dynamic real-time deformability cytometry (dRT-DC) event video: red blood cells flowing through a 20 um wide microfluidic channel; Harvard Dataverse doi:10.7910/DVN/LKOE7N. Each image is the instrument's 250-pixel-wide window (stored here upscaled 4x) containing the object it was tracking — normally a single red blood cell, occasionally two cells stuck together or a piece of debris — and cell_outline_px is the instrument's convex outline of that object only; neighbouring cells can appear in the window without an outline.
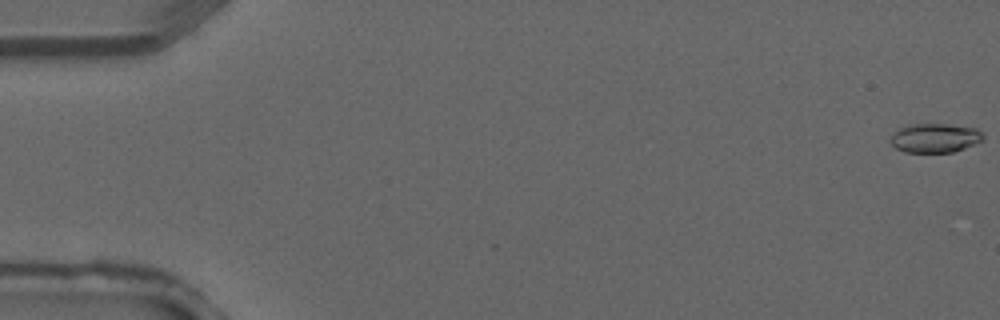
{"species": "common noctule bat (a hibernating species)", "species_latin": "Nyctalus noctula", "temperature_condition": "warm", "stored_images_in_passage": 4, "camera_frame_rate_fps": 3000, "um_per_image_px": 0.085, "animal": {"sex": "male", "forearm_length_mm": 52.5}, "frame": {"image": 1, "passage_image": 1, "time_ms": 0.0, "image_size_px": [1000, 320], "cell_outline_px": [[984, 140], [964, 148], [952, 152], [904, 152], [896, 148], [892, 144], [892, 136], [900, 128], [908, 124], [948, 124], [976, 128], [984, 136]], "centroid_in_image_um": [79.5, 11.72], "position_along_channel_um": 5.5, "area_um2": 15.55}}
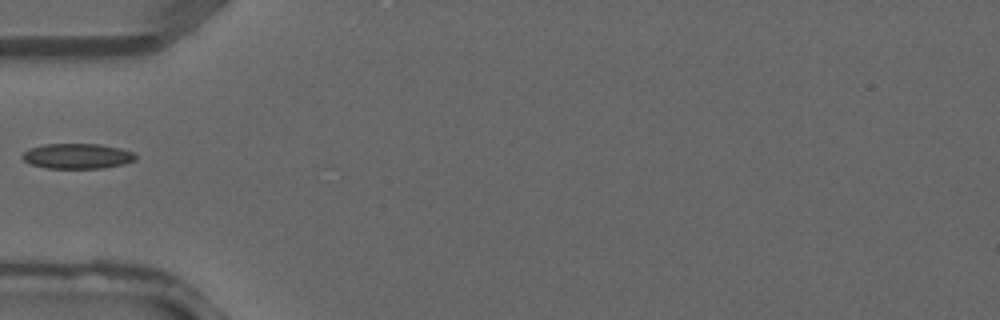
{"frame": {"image": 2, "passage_image": 4, "time_ms": 1.0, "image_size_px": [1000, 320], "cell_outline_px": [[136, 160], [124, 164], [104, 168], [44, 168], [32, 164], [24, 160], [20, 156], [24, 152], [32, 148], [44, 144], [100, 144], [120, 148], [132, 152], [136, 156]], "centroid_in_image_um": [6.59, 13.27], "position_along_channel_um": 78.4, "area_um2": 16.59}}